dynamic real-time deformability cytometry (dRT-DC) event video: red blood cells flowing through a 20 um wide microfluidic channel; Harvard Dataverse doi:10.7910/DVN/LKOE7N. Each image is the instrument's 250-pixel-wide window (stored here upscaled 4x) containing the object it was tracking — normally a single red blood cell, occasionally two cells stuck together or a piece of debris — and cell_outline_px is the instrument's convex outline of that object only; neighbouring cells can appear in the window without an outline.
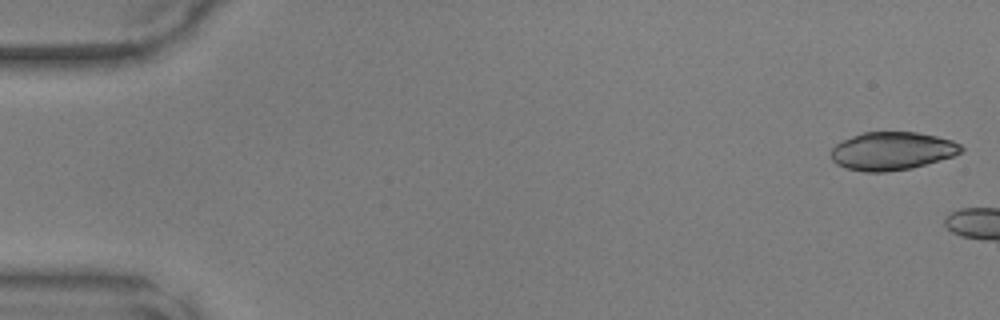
{"species": "common noctule bat (a hibernating species)", "species_latin": "Nyctalus noctula", "temperature_condition": "warm", "stored_images_in_passage": 4, "camera_frame_rate_fps": 3000, "um_per_image_px": 0.085, "animal": {"sex": "male", "body_mass_g": 17.9, "forearm_length_mm": 54.2}, "frame": {"image": 1, "passage_image": 1, "time_ms": 0.0, "image_size_px": [1000, 320], "cell_outline_px": [[964, 148], [960, 152], [952, 156], [912, 168], [888, 172], [864, 172], [848, 168], [836, 164], [832, 160], [828, 152], [836, 144], [852, 136], [864, 132], [916, 132], [936, 136], [952, 140], [960, 144]], "centroid_in_image_um": [75.79, 12.84], "position_along_channel_um": 9.2, "area_um2": 28.9}}